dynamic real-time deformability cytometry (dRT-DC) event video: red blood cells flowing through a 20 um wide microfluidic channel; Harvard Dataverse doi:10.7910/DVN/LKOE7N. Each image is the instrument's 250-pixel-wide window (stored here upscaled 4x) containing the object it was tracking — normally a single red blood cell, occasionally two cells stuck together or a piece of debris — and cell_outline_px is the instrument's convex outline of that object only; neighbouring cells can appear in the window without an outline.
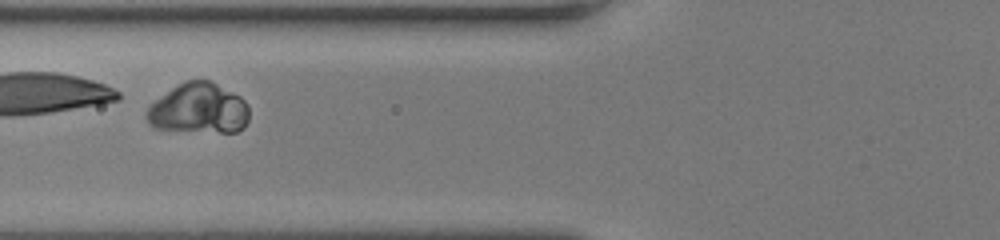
{"species": "human", "species_latin": "Homo sapiens", "temperature_condition": "room temperature", "stored_images_in_passage": 36, "camera_frame_rate_fps": 3000, "um_per_image_px": 0.085, "donor": {"sex": "female"}, "frame": {"image": 1, "passage_image": 7, "time_ms": 2.0, "image_size_px": [1000, 240], "cell_outline_px": [[248, 120], [244, 128], [236, 132], [220, 132], [152, 128], [148, 124], [148, 108], [156, 100], [172, 88], [188, 80], [208, 80], [240, 96], [248, 104]], "centroid_in_image_um": [16.93, 9.24], "position_along_channel_um": 108.9, "area_um2": 29.59}}
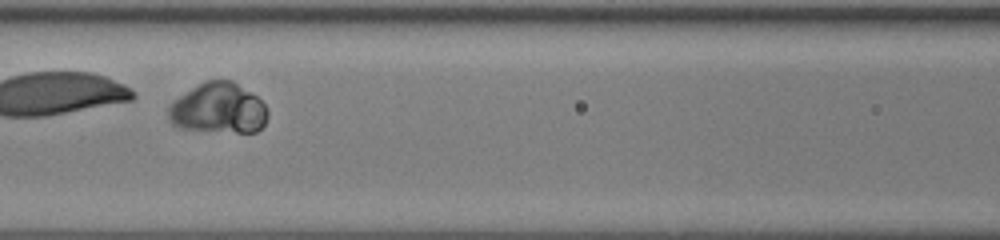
{"frame": {"image": 2, "passage_image": 10, "time_ms": 3.0, "image_size_px": [1000, 240], "cell_outline_px": [[268, 116], [264, 124], [256, 132], [236, 132], [180, 128], [172, 124], [168, 120], [168, 108], [180, 96], [192, 88], [208, 80], [232, 80], [256, 96], [264, 104], [268, 112]], "centroid_in_image_um": [18.58, 9.22], "position_along_channel_um": 148.0, "area_um2": 28.78}}
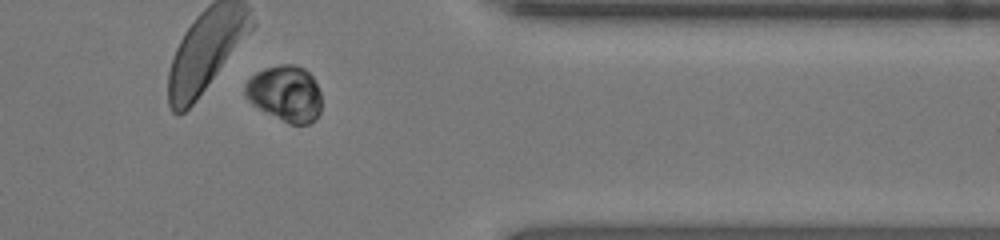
{"frame": {"image": 3, "passage_image": 29, "time_ms": 9.333, "image_size_px": [1000, 240], "cell_outline_px": [[320, 112], [308, 124], [292, 124], [252, 104], [248, 100], [244, 92], [244, 84], [256, 72], [264, 68], [280, 64], [292, 64], [304, 68], [312, 76], [320, 92]], "centroid_in_image_um": [24.23, 7.91], "position_along_channel_um": 387.2, "area_um2": 24.51}, "authors_computed_cell_mechanics": {"area_um2": 28.4665, "velocity_mm_per_s": 3.9248, "shape_relaxation_time_tau1_ms": 0.1473, "shape_relaxation_time_tau2_ms": null, "deformation_change_tau1": 0.2634, "deformation_change_tau2": null}}